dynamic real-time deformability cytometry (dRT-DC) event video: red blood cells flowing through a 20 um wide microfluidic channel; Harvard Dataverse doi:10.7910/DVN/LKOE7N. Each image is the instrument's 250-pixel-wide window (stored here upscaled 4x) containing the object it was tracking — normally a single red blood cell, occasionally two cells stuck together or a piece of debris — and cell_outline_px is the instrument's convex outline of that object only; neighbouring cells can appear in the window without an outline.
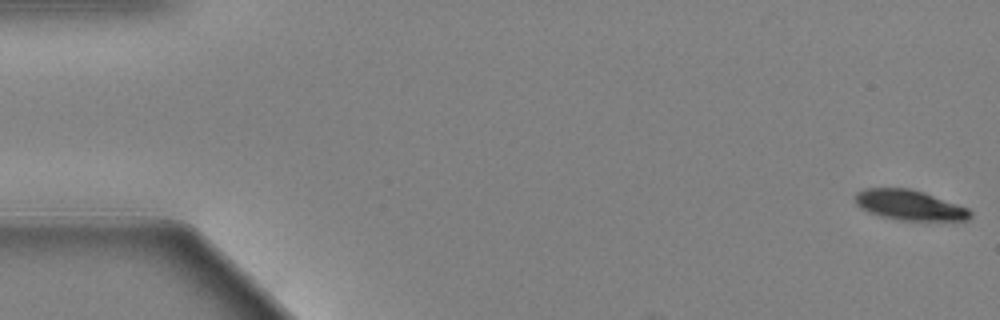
{"species": "Egyptian fruit bat (a non-hibernating species)", "species_latin": "Rousettus aegyptiacus", "temperature_condition": "warm", "stored_images_in_passage": 13, "camera_frame_rate_fps": 3000, "um_per_image_px": 0.085, "animal": {"sex": "female"}, "frame": {"image": 1, "passage_image": 1, "time_ms": 0.0, "image_size_px": [1000, 320], "cell_outline_px": [[972, 216], [968, 220], [900, 220], [880, 216], [868, 212], [860, 208], [856, 204], [856, 192], [864, 188], [908, 188], [924, 192], [968, 208], [972, 212]], "centroid_in_image_um": [77.3, 17.43], "position_along_channel_um": 7.7, "area_um2": 20.17}}